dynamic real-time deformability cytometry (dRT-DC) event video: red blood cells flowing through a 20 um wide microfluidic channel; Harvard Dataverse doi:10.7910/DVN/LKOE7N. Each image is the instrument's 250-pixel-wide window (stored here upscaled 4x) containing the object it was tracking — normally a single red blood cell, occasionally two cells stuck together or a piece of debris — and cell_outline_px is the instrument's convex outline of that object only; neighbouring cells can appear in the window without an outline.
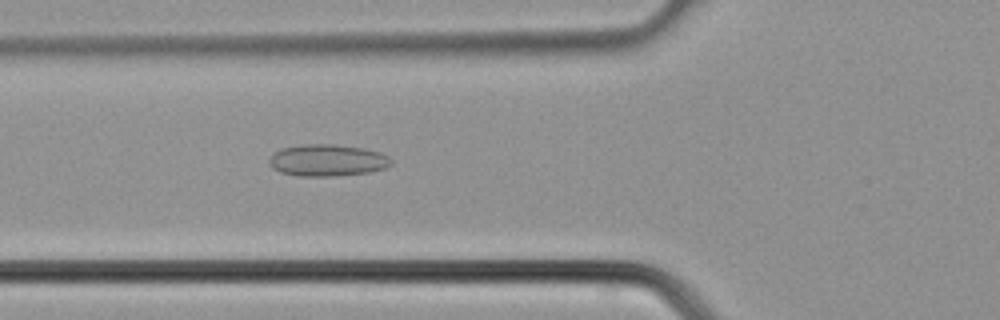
{"species": "common noctule bat (a hibernating species)", "species_latin": "Nyctalus noctula", "temperature_condition": "cold", "stored_images_in_passage": 29, "camera_frame_rate_fps": 3000, "um_per_image_px": 0.085, "animal": {"sex": "male", "body_mass_g": 21.5, "forearm_length_mm": 52.0}, "frame": {"image": 1, "passage_image": 6, "time_ms": 1.667, "image_size_px": [1000, 320], "cell_outline_px": [[392, 164], [384, 168], [368, 172], [336, 176], [300, 176], [280, 172], [272, 168], [268, 164], [268, 160], [272, 152], [280, 148], [300, 144], [336, 144], [364, 148], [380, 152], [388, 156], [392, 160]], "centroid_in_image_um": [27.78, 13.61], "position_along_channel_um": 98.0, "area_um2": 22.95}}
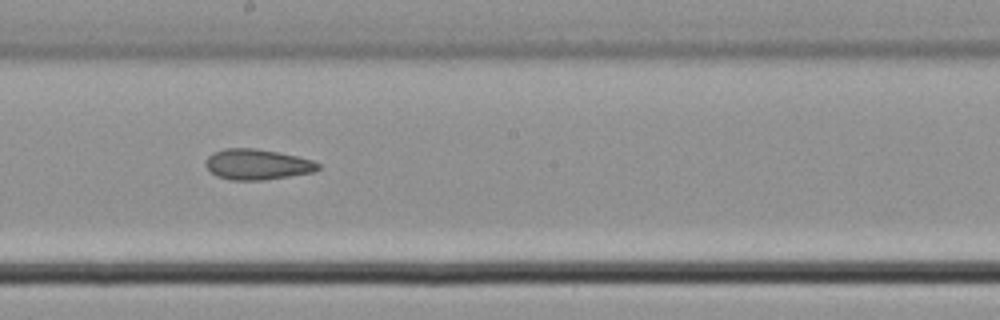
{"frame": {"image": 2, "passage_image": 13, "time_ms": 4.0, "image_size_px": [1000, 320], "cell_outline_px": [[320, 168], [312, 172], [264, 180], [232, 180], [216, 176], [204, 164], [208, 156], [212, 152], [224, 148], [256, 148], [296, 156], [312, 160], [320, 164]], "centroid_in_image_um": [21.83, 13.97], "position_along_channel_um": 226.4, "area_um2": 19.94}}
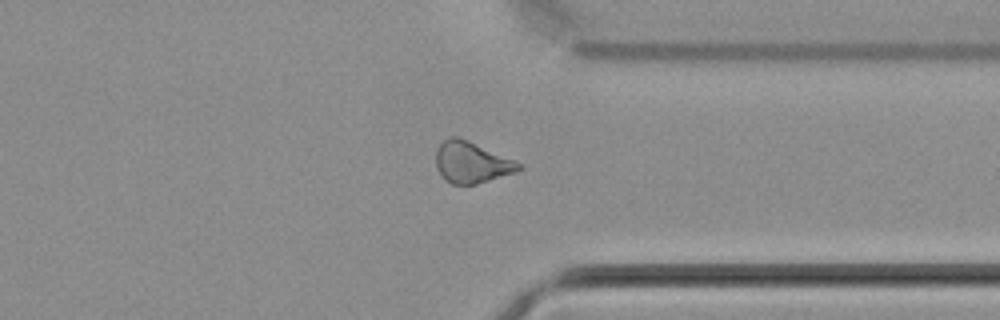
{"frame": {"image": 3, "passage_image": 21, "time_ms": 6.667, "image_size_px": [1000, 320], "cell_outline_px": [[520, 168], [516, 172], [476, 184], [452, 184], [444, 180], [440, 176], [436, 168], [436, 152], [440, 144], [448, 136], [460, 136], [512, 160], [520, 164]], "centroid_in_image_um": [40.0, 13.8], "position_along_channel_um": 371.4, "area_um2": 19.77}}